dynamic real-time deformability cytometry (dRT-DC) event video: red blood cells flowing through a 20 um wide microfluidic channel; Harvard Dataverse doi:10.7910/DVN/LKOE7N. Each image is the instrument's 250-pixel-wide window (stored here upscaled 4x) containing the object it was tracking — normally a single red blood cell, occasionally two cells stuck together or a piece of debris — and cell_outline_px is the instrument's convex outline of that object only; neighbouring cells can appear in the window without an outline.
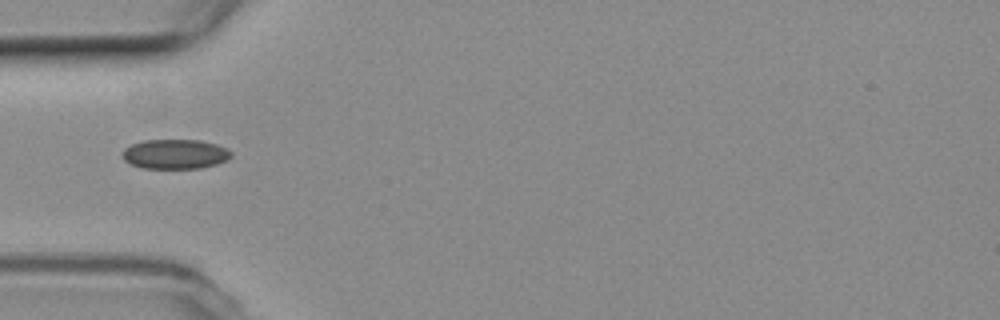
{"species": "common noctule bat (a hibernating species)", "species_latin": "Nyctalus noctula", "temperature_condition": "room temperature", "stored_images_in_passage": 38, "camera_frame_rate_fps": 3000, "um_per_image_px": 0.085, "animal": {"sex": "female", "body_mass_g": 19.3, "forearm_length_mm": 54.1}, "frame": {"image": 1, "passage_image": 1, "time_ms": 0.0, "image_size_px": [1000, 320], "cell_outline_px": [[232, 156], [216, 164], [200, 168], [144, 168], [132, 164], [124, 160], [120, 156], [124, 148], [132, 144], [144, 140], [200, 140], [216, 144], [228, 148], [232, 152]], "centroid_in_image_um": [14.87, 13.09], "position_along_channel_um": 70.1, "area_um2": 18.79}}
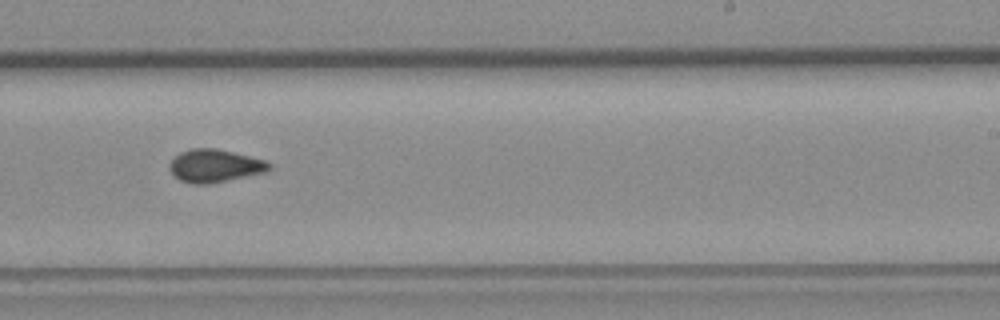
{"frame": {"image": 2, "passage_image": 17, "time_ms": 5.333, "image_size_px": [1000, 320], "cell_outline_px": [[272, 168], [268, 172], [208, 184], [192, 184], [180, 180], [172, 176], [168, 168], [168, 164], [180, 152], [192, 148], [216, 148], [264, 160], [272, 164]], "centroid_in_image_um": [18.24, 14.1], "position_along_channel_um": 270.8, "area_um2": 19.25}}
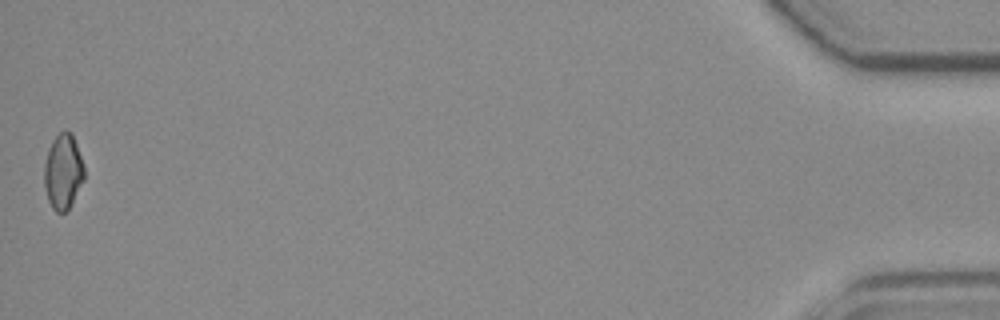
{"frame": {"image": 3, "passage_image": 38, "time_ms": 12.333, "image_size_px": [1000, 320], "cell_outline_px": [[84, 180], [68, 208], [64, 212], [56, 212], [52, 208], [48, 200], [44, 184], [44, 164], [48, 148], [52, 140], [60, 132], [72, 132], [84, 164]], "centroid_in_image_um": [5.36, 14.57], "position_along_channel_um": 429.8, "area_um2": 17.46}, "authors_computed_cell_mechanics": {"area_um2": 18.3804, "velocity_mm_per_s": 3.7516, "shape_relaxation_time_tau1_ms": null, "shape_relaxation_time_tau2_ms": 2.3739, "deformation_change_tau1": null, "deformation_change_tau2": 0.0618}}